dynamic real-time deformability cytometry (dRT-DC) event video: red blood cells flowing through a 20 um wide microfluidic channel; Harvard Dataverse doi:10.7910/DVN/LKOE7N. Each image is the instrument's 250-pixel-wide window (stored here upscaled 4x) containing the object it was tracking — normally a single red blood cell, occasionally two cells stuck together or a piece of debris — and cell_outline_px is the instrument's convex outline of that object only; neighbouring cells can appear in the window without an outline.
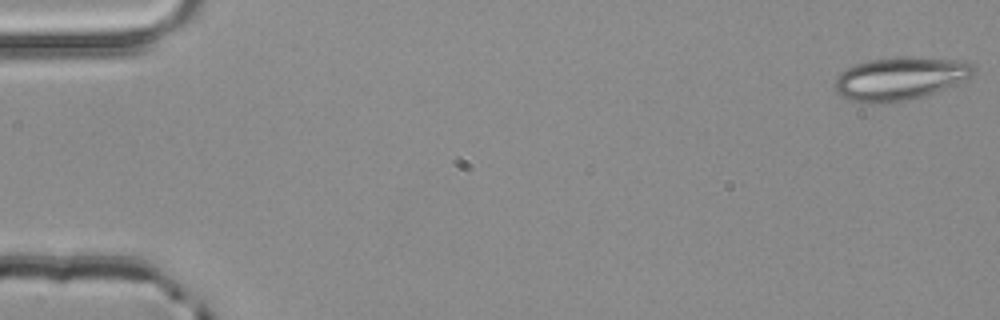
{"species": "common noctule bat (a hibernating species)", "species_latin": "Nyctalus noctula", "temperature_condition": "room temperature", "stored_images_in_passage": 5, "camera_frame_rate_fps": 3000, "um_per_image_px": 0.085, "animal": {"sex": "male", "body_mass_g": 20.4}, "frame": {"image": 1, "passage_image": 1, "time_ms": 0.0, "image_size_px": [1000, 320], "cell_outline_px": [[976, 68], [972, 76], [944, 88], [908, 100], [884, 104], [852, 100], [840, 96], [832, 88], [836, 76], [840, 72], [856, 64], [868, 60], [904, 56], [912, 56], [968, 60]], "centroid_in_image_um": [76.48, 6.65], "position_along_channel_um": 8.5, "area_um2": 34.97}}